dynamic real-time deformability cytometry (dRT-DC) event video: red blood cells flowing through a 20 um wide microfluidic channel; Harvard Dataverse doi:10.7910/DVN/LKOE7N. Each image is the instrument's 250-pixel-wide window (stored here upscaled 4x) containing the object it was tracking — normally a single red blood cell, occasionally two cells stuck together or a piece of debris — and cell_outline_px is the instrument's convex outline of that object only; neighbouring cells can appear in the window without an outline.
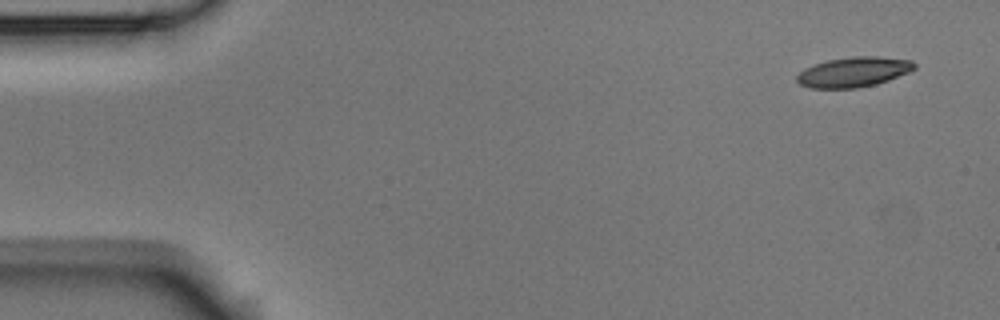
{"species": "Egyptian fruit bat (a non-hibernating species)", "species_latin": "Rousettus aegyptiacus", "temperature_condition": "room temperature", "stored_images_in_passage": 5, "camera_frame_rate_fps": 3000, "um_per_image_px": 0.085, "animal": {"sex": "male"}, "frame": {"image": 1, "passage_image": 1, "time_ms": 0.0, "image_size_px": [1000, 320], "cell_outline_px": [[916, 68], [908, 72], [888, 80], [876, 84], [856, 88], [812, 88], [800, 84], [796, 80], [796, 76], [804, 68], [828, 60], [852, 56], [876, 56], [912, 60], [916, 64]], "centroid_in_image_um": [72.56, 6.11], "position_along_channel_um": 12.4, "area_um2": 20.46}}
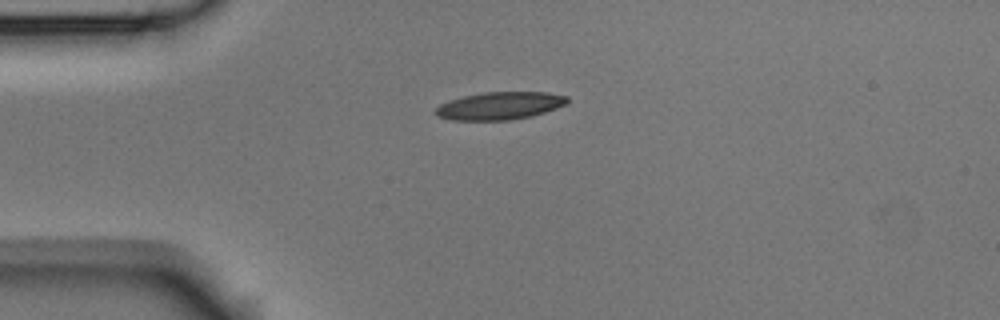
{"frame": {"image": 2, "passage_image": 4, "time_ms": 1.0, "image_size_px": [1000, 320], "cell_outline_px": [[568, 100], [564, 104], [556, 108], [532, 116], [508, 120], [452, 120], [436, 116], [432, 112], [440, 104], [448, 100], [464, 96], [484, 92], [544, 92], [568, 96]], "centroid_in_image_um": [42.42, 8.99], "position_along_channel_um": 42.6, "area_um2": 21.21}}